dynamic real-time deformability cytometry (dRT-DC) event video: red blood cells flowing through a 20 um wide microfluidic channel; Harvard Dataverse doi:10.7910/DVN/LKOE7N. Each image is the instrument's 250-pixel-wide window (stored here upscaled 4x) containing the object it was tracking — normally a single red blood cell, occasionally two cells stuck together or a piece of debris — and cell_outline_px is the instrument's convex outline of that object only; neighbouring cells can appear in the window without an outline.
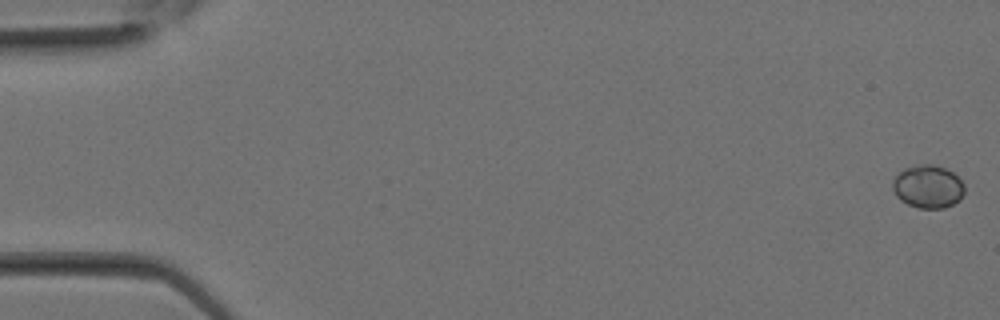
{"species": "Egyptian fruit bat (a non-hibernating species)", "species_latin": "Rousettus aegyptiacus", "temperature_condition": "room temperature", "stored_images_in_passage": 30, "camera_frame_rate_fps": 3000, "um_per_image_px": 0.085, "animal": {"sex": "female"}, "frame": {"image": 1, "passage_image": 1, "time_ms": 0.0, "image_size_px": [1000, 320], "cell_outline_px": [[964, 192], [960, 200], [944, 208], [920, 208], [908, 204], [900, 200], [896, 196], [892, 188], [892, 180], [904, 168], [916, 164], [936, 164], [952, 172], [964, 184]], "centroid_in_image_um": [78.86, 15.85], "position_along_channel_um": 6.1, "area_um2": 18.09}}
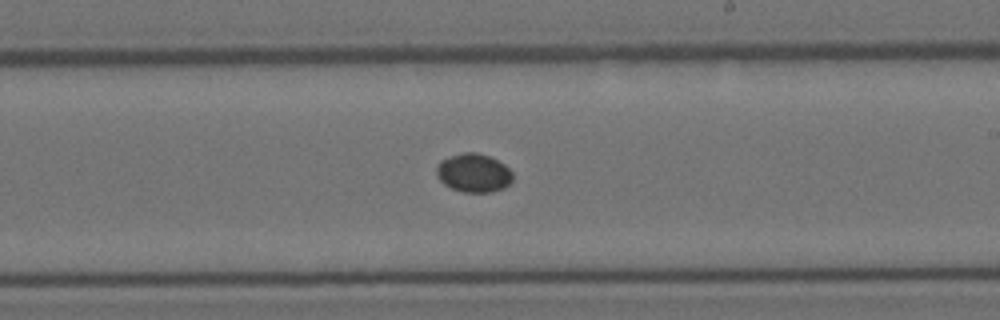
{"frame": {"image": 2, "passage_image": 18, "time_ms": 5.667, "image_size_px": [1000, 320], "cell_outline_px": [[512, 180], [504, 188], [492, 192], [464, 192], [452, 188], [444, 184], [436, 176], [436, 168], [440, 160], [464, 152], [476, 152], [488, 156], [504, 164], [512, 172]], "centroid_in_image_um": [40.25, 14.7], "position_along_channel_um": 248.8, "area_um2": 17.05}}
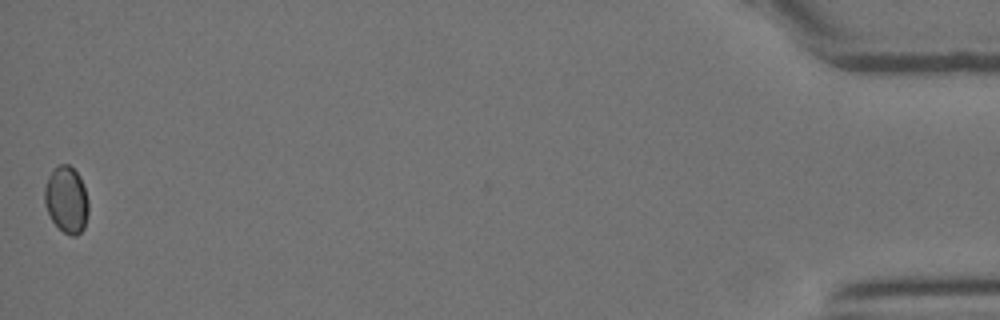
{"frame": {"image": 3, "passage_image": 30, "time_ms": 9.667, "image_size_px": [1000, 320], "cell_outline_px": [[88, 212], [84, 228], [76, 236], [72, 236], [64, 232], [52, 220], [44, 204], [44, 188], [48, 176], [60, 164], [68, 164], [80, 176], [84, 184], [88, 200]], "centroid_in_image_um": [5.66, 16.97], "position_along_channel_um": 429.5, "area_um2": 16.99}}